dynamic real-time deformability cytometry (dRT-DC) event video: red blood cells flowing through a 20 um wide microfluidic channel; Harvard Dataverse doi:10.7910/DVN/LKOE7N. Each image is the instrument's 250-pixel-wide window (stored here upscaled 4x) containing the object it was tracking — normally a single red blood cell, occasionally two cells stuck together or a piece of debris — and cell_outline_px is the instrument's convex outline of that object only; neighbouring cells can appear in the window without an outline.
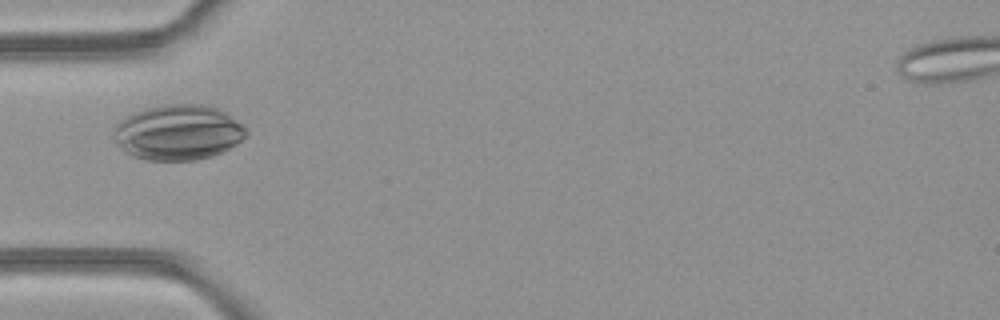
{"species": "common noctule bat (a hibernating species)", "species_latin": "Nyctalus noctula", "temperature_condition": "room temperature", "stored_images_in_passage": 14, "camera_frame_rate_fps": 3000, "um_per_image_px": 0.085, "animal": {"sex": "female", "body_mass_g": 21.9}, "frame": {"image": 1, "passage_image": 3, "time_ms": 0.667, "image_size_px": [1000, 320], "cell_outline_px": [[248, 132], [236, 144], [212, 156], [196, 160], [148, 160], [132, 156], [116, 140], [112, 132], [112, 128], [120, 120], [132, 112], [144, 108], [164, 104], [208, 104], [224, 112], [240, 124]], "centroid_in_image_um": [15.1, 11.24], "position_along_channel_um": 69.9, "area_um2": 42.37}}